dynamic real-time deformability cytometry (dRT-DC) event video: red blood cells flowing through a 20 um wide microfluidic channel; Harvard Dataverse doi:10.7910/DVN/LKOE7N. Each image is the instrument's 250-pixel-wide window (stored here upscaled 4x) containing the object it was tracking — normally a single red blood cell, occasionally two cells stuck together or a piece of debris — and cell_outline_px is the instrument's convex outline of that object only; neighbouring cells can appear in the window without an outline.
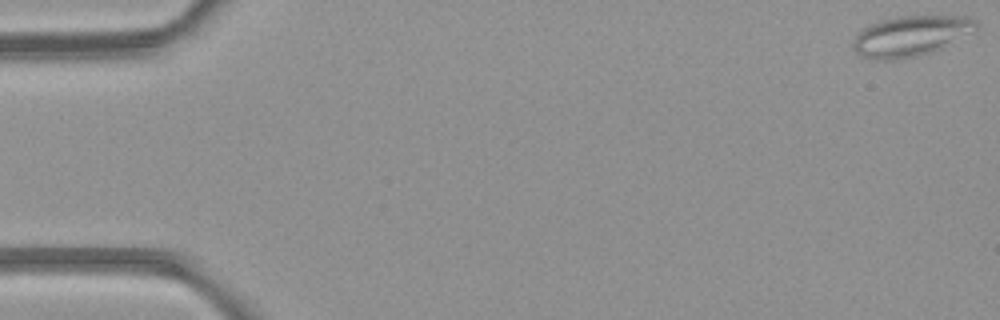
{"species": "common noctule bat (a hibernating species)", "species_latin": "Nyctalus noctula", "temperature_condition": "room temperature", "stored_images_in_passage": 5, "camera_frame_rate_fps": 3000, "um_per_image_px": 0.085, "animal": {"sex": "female", "body_mass_g": 21.9}, "frame": {"image": 1, "passage_image": 1, "time_ms": 0.0, "image_size_px": [1000, 320], "cell_outline_px": [[976, 28], [940, 48], [916, 56], [892, 60], [876, 60], [864, 56], [856, 52], [852, 48], [856, 36], [864, 28], [880, 20], [896, 16], [964, 16], [976, 20]], "centroid_in_image_um": [77.35, 3.05], "position_along_channel_um": 7.6, "area_um2": 28.15}}